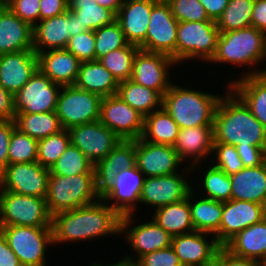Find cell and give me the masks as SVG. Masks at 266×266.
<instances>
[{"label": "cell", "instance_id": "cell-5", "mask_svg": "<svg viewBox=\"0 0 266 266\" xmlns=\"http://www.w3.org/2000/svg\"><path fill=\"white\" fill-rule=\"evenodd\" d=\"M45 199L52 216L92 204L100 199L96 192L95 174L67 177L50 174Z\"/></svg>", "mask_w": 266, "mask_h": 266}, {"label": "cell", "instance_id": "cell-6", "mask_svg": "<svg viewBox=\"0 0 266 266\" xmlns=\"http://www.w3.org/2000/svg\"><path fill=\"white\" fill-rule=\"evenodd\" d=\"M219 34L216 21L178 22L176 63L200 60L208 64L216 53Z\"/></svg>", "mask_w": 266, "mask_h": 266}, {"label": "cell", "instance_id": "cell-28", "mask_svg": "<svg viewBox=\"0 0 266 266\" xmlns=\"http://www.w3.org/2000/svg\"><path fill=\"white\" fill-rule=\"evenodd\" d=\"M231 199L250 201L266 207V163L243 168L230 176Z\"/></svg>", "mask_w": 266, "mask_h": 266}, {"label": "cell", "instance_id": "cell-34", "mask_svg": "<svg viewBox=\"0 0 266 266\" xmlns=\"http://www.w3.org/2000/svg\"><path fill=\"white\" fill-rule=\"evenodd\" d=\"M148 214L147 216L155 220L172 237L194 231L189 194L183 200L159 207Z\"/></svg>", "mask_w": 266, "mask_h": 266}, {"label": "cell", "instance_id": "cell-38", "mask_svg": "<svg viewBox=\"0 0 266 266\" xmlns=\"http://www.w3.org/2000/svg\"><path fill=\"white\" fill-rule=\"evenodd\" d=\"M15 125L22 133L41 140L63 130L55 111L37 114H16Z\"/></svg>", "mask_w": 266, "mask_h": 266}, {"label": "cell", "instance_id": "cell-15", "mask_svg": "<svg viewBox=\"0 0 266 266\" xmlns=\"http://www.w3.org/2000/svg\"><path fill=\"white\" fill-rule=\"evenodd\" d=\"M179 65L169 56L139 49L133 61L131 80L158 91L162 96L171 87L173 67ZM170 71V72H169Z\"/></svg>", "mask_w": 266, "mask_h": 266}, {"label": "cell", "instance_id": "cell-20", "mask_svg": "<svg viewBox=\"0 0 266 266\" xmlns=\"http://www.w3.org/2000/svg\"><path fill=\"white\" fill-rule=\"evenodd\" d=\"M145 176L135 165L121 171L110 189L101 197L120 216L136 214Z\"/></svg>", "mask_w": 266, "mask_h": 266}, {"label": "cell", "instance_id": "cell-16", "mask_svg": "<svg viewBox=\"0 0 266 266\" xmlns=\"http://www.w3.org/2000/svg\"><path fill=\"white\" fill-rule=\"evenodd\" d=\"M99 121L121 140L139 139L144 130V116L116 94L102 97Z\"/></svg>", "mask_w": 266, "mask_h": 266}, {"label": "cell", "instance_id": "cell-50", "mask_svg": "<svg viewBox=\"0 0 266 266\" xmlns=\"http://www.w3.org/2000/svg\"><path fill=\"white\" fill-rule=\"evenodd\" d=\"M134 264L136 266H183L171 246L146 253L139 257Z\"/></svg>", "mask_w": 266, "mask_h": 266}, {"label": "cell", "instance_id": "cell-52", "mask_svg": "<svg viewBox=\"0 0 266 266\" xmlns=\"http://www.w3.org/2000/svg\"><path fill=\"white\" fill-rule=\"evenodd\" d=\"M15 127L14 120L0 121V172L8 166L9 144Z\"/></svg>", "mask_w": 266, "mask_h": 266}, {"label": "cell", "instance_id": "cell-18", "mask_svg": "<svg viewBox=\"0 0 266 266\" xmlns=\"http://www.w3.org/2000/svg\"><path fill=\"white\" fill-rule=\"evenodd\" d=\"M70 142L78 147L93 165L103 160L121 139L99 120L68 129Z\"/></svg>", "mask_w": 266, "mask_h": 266}, {"label": "cell", "instance_id": "cell-32", "mask_svg": "<svg viewBox=\"0 0 266 266\" xmlns=\"http://www.w3.org/2000/svg\"><path fill=\"white\" fill-rule=\"evenodd\" d=\"M229 88L266 128V73L240 78L233 81Z\"/></svg>", "mask_w": 266, "mask_h": 266}, {"label": "cell", "instance_id": "cell-26", "mask_svg": "<svg viewBox=\"0 0 266 266\" xmlns=\"http://www.w3.org/2000/svg\"><path fill=\"white\" fill-rule=\"evenodd\" d=\"M37 56L38 69L53 83L61 87L75 84L82 62L67 49L47 50Z\"/></svg>", "mask_w": 266, "mask_h": 266}, {"label": "cell", "instance_id": "cell-29", "mask_svg": "<svg viewBox=\"0 0 266 266\" xmlns=\"http://www.w3.org/2000/svg\"><path fill=\"white\" fill-rule=\"evenodd\" d=\"M202 165L203 164H198L191 168L192 176L195 175L194 181H197L195 185L192 184L193 191L204 198L219 202L231 200L232 190L230 176L221 169L214 167L210 162L204 163V167H202Z\"/></svg>", "mask_w": 266, "mask_h": 266}, {"label": "cell", "instance_id": "cell-24", "mask_svg": "<svg viewBox=\"0 0 266 266\" xmlns=\"http://www.w3.org/2000/svg\"><path fill=\"white\" fill-rule=\"evenodd\" d=\"M38 70V56L34 50L0 54V83L15 95Z\"/></svg>", "mask_w": 266, "mask_h": 266}, {"label": "cell", "instance_id": "cell-27", "mask_svg": "<svg viewBox=\"0 0 266 266\" xmlns=\"http://www.w3.org/2000/svg\"><path fill=\"white\" fill-rule=\"evenodd\" d=\"M33 27L7 5L0 10V54L33 50Z\"/></svg>", "mask_w": 266, "mask_h": 266}, {"label": "cell", "instance_id": "cell-23", "mask_svg": "<svg viewBox=\"0 0 266 266\" xmlns=\"http://www.w3.org/2000/svg\"><path fill=\"white\" fill-rule=\"evenodd\" d=\"M135 165V140H121L103 160L94 165L96 192L100 198L113 185L116 175Z\"/></svg>", "mask_w": 266, "mask_h": 266}, {"label": "cell", "instance_id": "cell-36", "mask_svg": "<svg viewBox=\"0 0 266 266\" xmlns=\"http://www.w3.org/2000/svg\"><path fill=\"white\" fill-rule=\"evenodd\" d=\"M116 95L144 117L162 108L163 96L158 91L131 79L119 82Z\"/></svg>", "mask_w": 266, "mask_h": 266}, {"label": "cell", "instance_id": "cell-21", "mask_svg": "<svg viewBox=\"0 0 266 266\" xmlns=\"http://www.w3.org/2000/svg\"><path fill=\"white\" fill-rule=\"evenodd\" d=\"M171 247L183 266H212L221 246L213 234L194 230L172 237Z\"/></svg>", "mask_w": 266, "mask_h": 266}, {"label": "cell", "instance_id": "cell-47", "mask_svg": "<svg viewBox=\"0 0 266 266\" xmlns=\"http://www.w3.org/2000/svg\"><path fill=\"white\" fill-rule=\"evenodd\" d=\"M173 16L178 22L213 21L199 0H167Z\"/></svg>", "mask_w": 266, "mask_h": 266}, {"label": "cell", "instance_id": "cell-45", "mask_svg": "<svg viewBox=\"0 0 266 266\" xmlns=\"http://www.w3.org/2000/svg\"><path fill=\"white\" fill-rule=\"evenodd\" d=\"M128 44L121 26L116 20L110 25L95 30L96 60Z\"/></svg>", "mask_w": 266, "mask_h": 266}, {"label": "cell", "instance_id": "cell-30", "mask_svg": "<svg viewBox=\"0 0 266 266\" xmlns=\"http://www.w3.org/2000/svg\"><path fill=\"white\" fill-rule=\"evenodd\" d=\"M69 9L55 17L41 20L33 26V50L66 49L69 41Z\"/></svg>", "mask_w": 266, "mask_h": 266}, {"label": "cell", "instance_id": "cell-49", "mask_svg": "<svg viewBox=\"0 0 266 266\" xmlns=\"http://www.w3.org/2000/svg\"><path fill=\"white\" fill-rule=\"evenodd\" d=\"M40 0H5V5L32 27L40 21Z\"/></svg>", "mask_w": 266, "mask_h": 266}, {"label": "cell", "instance_id": "cell-8", "mask_svg": "<svg viewBox=\"0 0 266 266\" xmlns=\"http://www.w3.org/2000/svg\"><path fill=\"white\" fill-rule=\"evenodd\" d=\"M52 227L45 198L0 189V226Z\"/></svg>", "mask_w": 266, "mask_h": 266}, {"label": "cell", "instance_id": "cell-31", "mask_svg": "<svg viewBox=\"0 0 266 266\" xmlns=\"http://www.w3.org/2000/svg\"><path fill=\"white\" fill-rule=\"evenodd\" d=\"M233 255L266 264V217L240 231L225 246Z\"/></svg>", "mask_w": 266, "mask_h": 266}, {"label": "cell", "instance_id": "cell-19", "mask_svg": "<svg viewBox=\"0 0 266 266\" xmlns=\"http://www.w3.org/2000/svg\"><path fill=\"white\" fill-rule=\"evenodd\" d=\"M265 217L266 207L262 204L233 199L223 202L220 229L215 235L216 241L224 247L240 231Z\"/></svg>", "mask_w": 266, "mask_h": 266}, {"label": "cell", "instance_id": "cell-51", "mask_svg": "<svg viewBox=\"0 0 266 266\" xmlns=\"http://www.w3.org/2000/svg\"><path fill=\"white\" fill-rule=\"evenodd\" d=\"M212 266H265L263 263L233 255L225 247H220L215 255Z\"/></svg>", "mask_w": 266, "mask_h": 266}, {"label": "cell", "instance_id": "cell-60", "mask_svg": "<svg viewBox=\"0 0 266 266\" xmlns=\"http://www.w3.org/2000/svg\"><path fill=\"white\" fill-rule=\"evenodd\" d=\"M96 2L100 6L111 10L115 15H117L125 0H96Z\"/></svg>", "mask_w": 266, "mask_h": 266}, {"label": "cell", "instance_id": "cell-58", "mask_svg": "<svg viewBox=\"0 0 266 266\" xmlns=\"http://www.w3.org/2000/svg\"><path fill=\"white\" fill-rule=\"evenodd\" d=\"M200 3L204 6L208 17L217 21L221 16L223 11L226 9L229 0H199Z\"/></svg>", "mask_w": 266, "mask_h": 266}, {"label": "cell", "instance_id": "cell-48", "mask_svg": "<svg viewBox=\"0 0 266 266\" xmlns=\"http://www.w3.org/2000/svg\"><path fill=\"white\" fill-rule=\"evenodd\" d=\"M66 49L81 62L95 61V31H85L69 38Z\"/></svg>", "mask_w": 266, "mask_h": 266}, {"label": "cell", "instance_id": "cell-4", "mask_svg": "<svg viewBox=\"0 0 266 266\" xmlns=\"http://www.w3.org/2000/svg\"><path fill=\"white\" fill-rule=\"evenodd\" d=\"M176 83L173 82L164 93L162 108L179 128L213 126L215 111L223 93L206 92L210 90H197L184 86L183 82H179L180 85Z\"/></svg>", "mask_w": 266, "mask_h": 266}, {"label": "cell", "instance_id": "cell-11", "mask_svg": "<svg viewBox=\"0 0 266 266\" xmlns=\"http://www.w3.org/2000/svg\"><path fill=\"white\" fill-rule=\"evenodd\" d=\"M191 174V168L185 166L178 173L145 177L140 195V207L149 206L148 210L152 208L151 211H154L159 207L187 198L192 190V184L195 183L194 176Z\"/></svg>", "mask_w": 266, "mask_h": 266}, {"label": "cell", "instance_id": "cell-46", "mask_svg": "<svg viewBox=\"0 0 266 266\" xmlns=\"http://www.w3.org/2000/svg\"><path fill=\"white\" fill-rule=\"evenodd\" d=\"M209 162L229 176L245 168L235 146L224 143L213 144L212 155Z\"/></svg>", "mask_w": 266, "mask_h": 266}, {"label": "cell", "instance_id": "cell-59", "mask_svg": "<svg viewBox=\"0 0 266 266\" xmlns=\"http://www.w3.org/2000/svg\"><path fill=\"white\" fill-rule=\"evenodd\" d=\"M86 30L83 28L81 22L77 15L69 10V38L72 36H76L77 34L84 33Z\"/></svg>", "mask_w": 266, "mask_h": 266}, {"label": "cell", "instance_id": "cell-35", "mask_svg": "<svg viewBox=\"0 0 266 266\" xmlns=\"http://www.w3.org/2000/svg\"><path fill=\"white\" fill-rule=\"evenodd\" d=\"M189 205L194 230L215 236L220 229L223 202L197 196L192 189L189 192Z\"/></svg>", "mask_w": 266, "mask_h": 266}, {"label": "cell", "instance_id": "cell-56", "mask_svg": "<svg viewBox=\"0 0 266 266\" xmlns=\"http://www.w3.org/2000/svg\"><path fill=\"white\" fill-rule=\"evenodd\" d=\"M251 22L253 27L266 34V0H255Z\"/></svg>", "mask_w": 266, "mask_h": 266}, {"label": "cell", "instance_id": "cell-61", "mask_svg": "<svg viewBox=\"0 0 266 266\" xmlns=\"http://www.w3.org/2000/svg\"><path fill=\"white\" fill-rule=\"evenodd\" d=\"M109 262H110V264H108V262H107V264H105V263L102 264L100 261L99 262L93 261L88 266H131V263L127 259H125L124 257H122L121 259H119L118 261H116L114 263L111 261H109Z\"/></svg>", "mask_w": 266, "mask_h": 266}, {"label": "cell", "instance_id": "cell-57", "mask_svg": "<svg viewBox=\"0 0 266 266\" xmlns=\"http://www.w3.org/2000/svg\"><path fill=\"white\" fill-rule=\"evenodd\" d=\"M0 266H22L19 259L8 246L4 236L0 233Z\"/></svg>", "mask_w": 266, "mask_h": 266}, {"label": "cell", "instance_id": "cell-14", "mask_svg": "<svg viewBox=\"0 0 266 266\" xmlns=\"http://www.w3.org/2000/svg\"><path fill=\"white\" fill-rule=\"evenodd\" d=\"M61 86L53 83L39 69L14 95L16 114H37L56 110Z\"/></svg>", "mask_w": 266, "mask_h": 266}, {"label": "cell", "instance_id": "cell-13", "mask_svg": "<svg viewBox=\"0 0 266 266\" xmlns=\"http://www.w3.org/2000/svg\"><path fill=\"white\" fill-rule=\"evenodd\" d=\"M50 171L37 161L9 164L0 172V189L46 198Z\"/></svg>", "mask_w": 266, "mask_h": 266}, {"label": "cell", "instance_id": "cell-3", "mask_svg": "<svg viewBox=\"0 0 266 266\" xmlns=\"http://www.w3.org/2000/svg\"><path fill=\"white\" fill-rule=\"evenodd\" d=\"M266 34L253 26L220 33L217 49L210 64H226L229 67H241L245 72L225 79L228 85L240 78L266 73ZM232 65V66H231ZM263 65V66H262ZM248 66V67H247ZM262 66V67H260ZM243 67H245L243 69ZM259 67V68H257ZM264 68V69H263ZM241 74V75H240ZM239 76V77H238ZM235 78V79H233Z\"/></svg>", "mask_w": 266, "mask_h": 266}, {"label": "cell", "instance_id": "cell-41", "mask_svg": "<svg viewBox=\"0 0 266 266\" xmlns=\"http://www.w3.org/2000/svg\"><path fill=\"white\" fill-rule=\"evenodd\" d=\"M50 174L75 176L79 174H95L94 165L78 148L70 144L55 164L49 169Z\"/></svg>", "mask_w": 266, "mask_h": 266}, {"label": "cell", "instance_id": "cell-63", "mask_svg": "<svg viewBox=\"0 0 266 266\" xmlns=\"http://www.w3.org/2000/svg\"><path fill=\"white\" fill-rule=\"evenodd\" d=\"M264 160H265V163H266V144H265V147H264Z\"/></svg>", "mask_w": 266, "mask_h": 266}, {"label": "cell", "instance_id": "cell-37", "mask_svg": "<svg viewBox=\"0 0 266 266\" xmlns=\"http://www.w3.org/2000/svg\"><path fill=\"white\" fill-rule=\"evenodd\" d=\"M179 130L177 123L161 108L144 117V130L141 138L154 144L173 146Z\"/></svg>", "mask_w": 266, "mask_h": 266}, {"label": "cell", "instance_id": "cell-2", "mask_svg": "<svg viewBox=\"0 0 266 266\" xmlns=\"http://www.w3.org/2000/svg\"><path fill=\"white\" fill-rule=\"evenodd\" d=\"M214 116V143L264 149L266 128L252 115L244 102L225 84Z\"/></svg>", "mask_w": 266, "mask_h": 266}, {"label": "cell", "instance_id": "cell-33", "mask_svg": "<svg viewBox=\"0 0 266 266\" xmlns=\"http://www.w3.org/2000/svg\"><path fill=\"white\" fill-rule=\"evenodd\" d=\"M74 85L101 97H108L117 93L119 82L99 60H95L81 63Z\"/></svg>", "mask_w": 266, "mask_h": 266}, {"label": "cell", "instance_id": "cell-44", "mask_svg": "<svg viewBox=\"0 0 266 266\" xmlns=\"http://www.w3.org/2000/svg\"><path fill=\"white\" fill-rule=\"evenodd\" d=\"M38 140L13 129L9 144L8 165L37 161Z\"/></svg>", "mask_w": 266, "mask_h": 266}, {"label": "cell", "instance_id": "cell-22", "mask_svg": "<svg viewBox=\"0 0 266 266\" xmlns=\"http://www.w3.org/2000/svg\"><path fill=\"white\" fill-rule=\"evenodd\" d=\"M213 144V126H199L180 129L173 148L180 161L192 168L210 161Z\"/></svg>", "mask_w": 266, "mask_h": 266}, {"label": "cell", "instance_id": "cell-25", "mask_svg": "<svg viewBox=\"0 0 266 266\" xmlns=\"http://www.w3.org/2000/svg\"><path fill=\"white\" fill-rule=\"evenodd\" d=\"M155 0H125L116 21L120 24L129 44L140 47L146 39L150 14Z\"/></svg>", "mask_w": 266, "mask_h": 266}, {"label": "cell", "instance_id": "cell-12", "mask_svg": "<svg viewBox=\"0 0 266 266\" xmlns=\"http://www.w3.org/2000/svg\"><path fill=\"white\" fill-rule=\"evenodd\" d=\"M177 27L169 4L157 1L152 6L145 42L139 48L165 54L176 62Z\"/></svg>", "mask_w": 266, "mask_h": 266}, {"label": "cell", "instance_id": "cell-43", "mask_svg": "<svg viewBox=\"0 0 266 266\" xmlns=\"http://www.w3.org/2000/svg\"><path fill=\"white\" fill-rule=\"evenodd\" d=\"M70 144V134L66 129L38 140L37 162L50 169Z\"/></svg>", "mask_w": 266, "mask_h": 266}, {"label": "cell", "instance_id": "cell-7", "mask_svg": "<svg viewBox=\"0 0 266 266\" xmlns=\"http://www.w3.org/2000/svg\"><path fill=\"white\" fill-rule=\"evenodd\" d=\"M0 233L22 266L50 264L47 256L48 249L53 248L52 227L0 226Z\"/></svg>", "mask_w": 266, "mask_h": 266}, {"label": "cell", "instance_id": "cell-10", "mask_svg": "<svg viewBox=\"0 0 266 266\" xmlns=\"http://www.w3.org/2000/svg\"><path fill=\"white\" fill-rule=\"evenodd\" d=\"M102 97L75 85L62 86L58 96L56 114L63 129L98 121Z\"/></svg>", "mask_w": 266, "mask_h": 266}, {"label": "cell", "instance_id": "cell-1", "mask_svg": "<svg viewBox=\"0 0 266 266\" xmlns=\"http://www.w3.org/2000/svg\"><path fill=\"white\" fill-rule=\"evenodd\" d=\"M121 216L101 198L87 206L52 216L53 245L120 238ZM105 237V238H104Z\"/></svg>", "mask_w": 266, "mask_h": 266}, {"label": "cell", "instance_id": "cell-40", "mask_svg": "<svg viewBox=\"0 0 266 266\" xmlns=\"http://www.w3.org/2000/svg\"><path fill=\"white\" fill-rule=\"evenodd\" d=\"M254 2L255 0H229L226 9L216 21L219 33L252 26Z\"/></svg>", "mask_w": 266, "mask_h": 266}, {"label": "cell", "instance_id": "cell-53", "mask_svg": "<svg viewBox=\"0 0 266 266\" xmlns=\"http://www.w3.org/2000/svg\"><path fill=\"white\" fill-rule=\"evenodd\" d=\"M239 154L244 167H256L265 163L264 160V149L253 146V147H235Z\"/></svg>", "mask_w": 266, "mask_h": 266}, {"label": "cell", "instance_id": "cell-9", "mask_svg": "<svg viewBox=\"0 0 266 266\" xmlns=\"http://www.w3.org/2000/svg\"><path fill=\"white\" fill-rule=\"evenodd\" d=\"M136 217V214L124 215L121 216L120 221V238L124 237L127 242L126 246L131 247L129 251L131 249L133 251V254H123L122 256L132 264L146 253L170 247L172 242V236L155 220L152 218L147 221L142 218L137 220Z\"/></svg>", "mask_w": 266, "mask_h": 266}, {"label": "cell", "instance_id": "cell-39", "mask_svg": "<svg viewBox=\"0 0 266 266\" xmlns=\"http://www.w3.org/2000/svg\"><path fill=\"white\" fill-rule=\"evenodd\" d=\"M68 9L77 15L86 31H95L116 20V15L100 6L96 0H68Z\"/></svg>", "mask_w": 266, "mask_h": 266}, {"label": "cell", "instance_id": "cell-62", "mask_svg": "<svg viewBox=\"0 0 266 266\" xmlns=\"http://www.w3.org/2000/svg\"><path fill=\"white\" fill-rule=\"evenodd\" d=\"M5 5V0H0V10L4 7Z\"/></svg>", "mask_w": 266, "mask_h": 266}, {"label": "cell", "instance_id": "cell-17", "mask_svg": "<svg viewBox=\"0 0 266 266\" xmlns=\"http://www.w3.org/2000/svg\"><path fill=\"white\" fill-rule=\"evenodd\" d=\"M137 168L145 177H158L180 172L184 166L172 145L154 144L135 139Z\"/></svg>", "mask_w": 266, "mask_h": 266}, {"label": "cell", "instance_id": "cell-54", "mask_svg": "<svg viewBox=\"0 0 266 266\" xmlns=\"http://www.w3.org/2000/svg\"><path fill=\"white\" fill-rule=\"evenodd\" d=\"M40 21L60 15L68 10V0H40Z\"/></svg>", "mask_w": 266, "mask_h": 266}, {"label": "cell", "instance_id": "cell-55", "mask_svg": "<svg viewBox=\"0 0 266 266\" xmlns=\"http://www.w3.org/2000/svg\"><path fill=\"white\" fill-rule=\"evenodd\" d=\"M14 95L0 83V121L15 120Z\"/></svg>", "mask_w": 266, "mask_h": 266}, {"label": "cell", "instance_id": "cell-42", "mask_svg": "<svg viewBox=\"0 0 266 266\" xmlns=\"http://www.w3.org/2000/svg\"><path fill=\"white\" fill-rule=\"evenodd\" d=\"M140 48L128 44L101 57L99 61L108 69L118 82L129 80L132 75L133 61Z\"/></svg>", "mask_w": 266, "mask_h": 266}]
</instances>
